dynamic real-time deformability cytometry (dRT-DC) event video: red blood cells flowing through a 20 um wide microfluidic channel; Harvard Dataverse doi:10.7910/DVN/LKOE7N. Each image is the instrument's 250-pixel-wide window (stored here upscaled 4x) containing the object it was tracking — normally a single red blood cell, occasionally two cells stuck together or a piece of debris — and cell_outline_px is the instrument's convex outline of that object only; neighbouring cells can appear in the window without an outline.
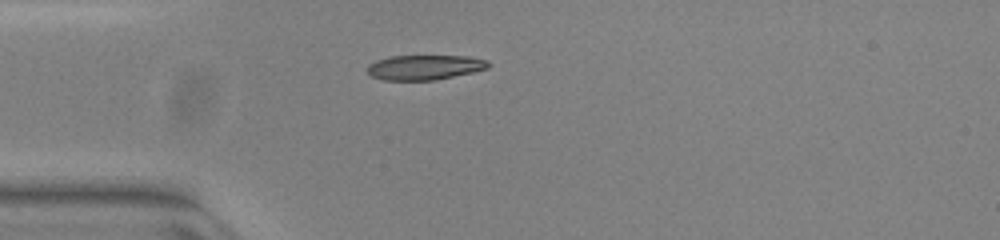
{"species": "common noctule bat (a hibernating species)", "species_latin": "Nyctalus noctula", "temperature_condition": "warm", "stored_images_in_passage": 38, "camera_frame_rate_fps": 3000, "um_per_image_px": 0.085, "animal": {"sex": "female", "body_mass_g": 23.0, "forearm_length_mm": 53.4}, "frame": {"image": 1, "passage_image": 1, "time_ms": 0.0, "image_size_px": [1000, 240], "cell_outline_px": [[492, 64], [488, 68], [472, 72], [436, 80], [384, 80], [372, 76], [368, 72], [368, 64], [376, 60], [392, 56], [468, 56], [488, 60]], "centroid_in_image_um": [36.12, 5.72], "position_along_channel_um": 48.9, "area_um2": 17.51}}
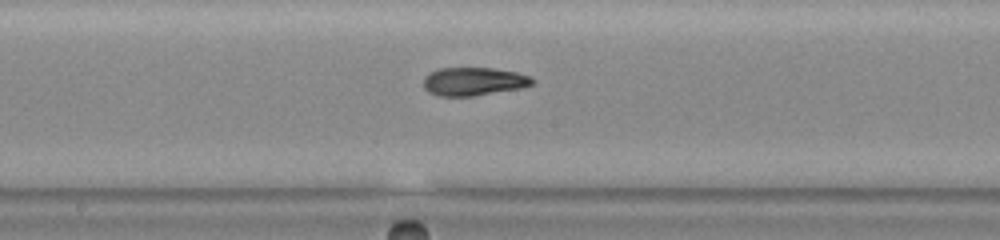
{"frame": {"image": 2, "passage_image": 14, "time_ms": 4.333, "image_size_px": [1000, 240], "cell_outline_px": [[536, 80], [532, 84], [520, 88], [472, 96], [436, 96], [428, 92], [424, 88], [424, 76], [428, 72], [440, 68], [492, 68], [516, 72], [532, 76]], "centroid_in_image_um": [40.24, 6.92], "position_along_channel_um": 208.0, "area_um2": 18.03}}
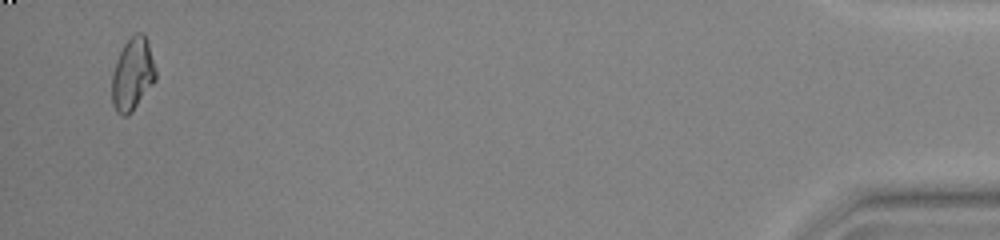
{"frame": {"image": 3, "passage_image": 37, "time_ms": 12.0, "image_size_px": [1000, 240], "cell_outline_px": [[156, 80], [132, 112], [128, 116], [120, 116], [116, 112], [112, 104], [112, 72], [116, 60], [124, 44], [136, 32], [144, 32], [156, 68]], "centroid_in_image_um": [11.26, 6.34], "position_along_channel_um": 423.9, "area_um2": 18.67}, "authors_computed_cell_mechanics": {"area_um2": 18.1781, "velocity_mm_per_s": 3.9654, "shape_relaxation_time_tau1_ms": null, "shape_relaxation_time_tau2_ms": 1.4353, "deformation_change_tau1": null, "deformation_change_tau2": 0.0592}}